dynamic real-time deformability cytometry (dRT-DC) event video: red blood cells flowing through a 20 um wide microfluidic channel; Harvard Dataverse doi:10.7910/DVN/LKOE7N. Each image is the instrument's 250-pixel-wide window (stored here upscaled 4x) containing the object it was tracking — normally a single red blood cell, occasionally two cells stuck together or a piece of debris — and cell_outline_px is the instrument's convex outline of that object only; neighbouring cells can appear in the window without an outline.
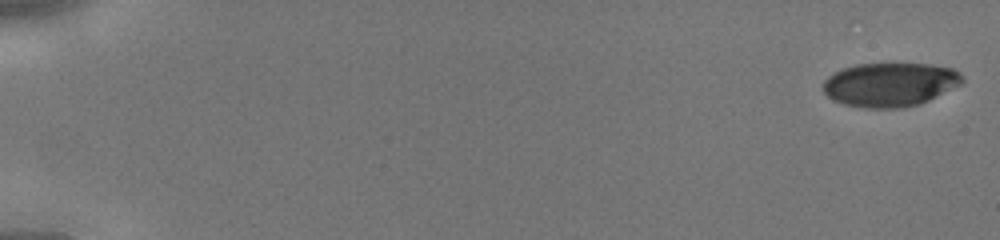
{"species": "human", "species_latin": "Homo sapiens", "temperature_condition": "cold", "stored_images_in_passage": 45, "camera_frame_rate_fps": 3000, "um_per_image_px": 0.085, "donor": {"sex": "male"}, "frame": {"image": 1, "passage_image": 1, "time_ms": 0.0, "image_size_px": [1000, 240], "cell_outline_px": [[964, 80], [960, 84], [920, 104], [904, 108], [868, 108], [844, 104], [832, 100], [824, 92], [824, 80], [828, 76], [844, 68], [856, 64], [932, 64], [952, 68], [960, 72], [964, 76]], "centroid_in_image_um": [75.66, 7.19], "position_along_channel_um": 9.3, "area_um2": 35.49}}
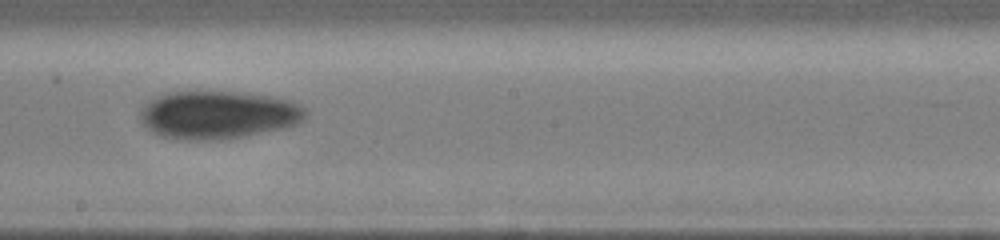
{"frame": {"image": 2, "passage_image": 27, "time_ms": 8.667, "image_size_px": [1000, 240], "cell_outline_px": [[308, 116], [304, 120], [296, 124], [284, 128], [248, 136], [220, 140], [188, 140], [160, 136], [152, 132], [140, 120], [140, 108], [148, 100], [156, 96], [168, 92], [196, 88], [244, 92], [276, 96], [292, 100], [308, 108]], "centroid_in_image_um": [18.57, 9.71], "position_along_channel_um": 229.6, "area_um2": 48.26}}
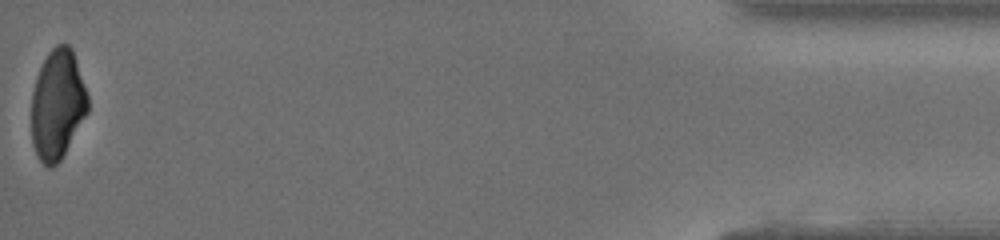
{"frame": {"image": 3, "passage_image": 45, "time_ms": 14.667, "image_size_px": [1000, 240], "cell_outline_px": [[88, 112], [60, 160], [52, 168], [48, 168], [36, 156], [32, 144], [32, 92], [36, 76], [48, 52], [56, 44], [68, 44], [72, 48], [88, 96]], "centroid_in_image_um": [4.87, 8.89], "position_along_channel_um": 430.3, "area_um2": 36.01}}